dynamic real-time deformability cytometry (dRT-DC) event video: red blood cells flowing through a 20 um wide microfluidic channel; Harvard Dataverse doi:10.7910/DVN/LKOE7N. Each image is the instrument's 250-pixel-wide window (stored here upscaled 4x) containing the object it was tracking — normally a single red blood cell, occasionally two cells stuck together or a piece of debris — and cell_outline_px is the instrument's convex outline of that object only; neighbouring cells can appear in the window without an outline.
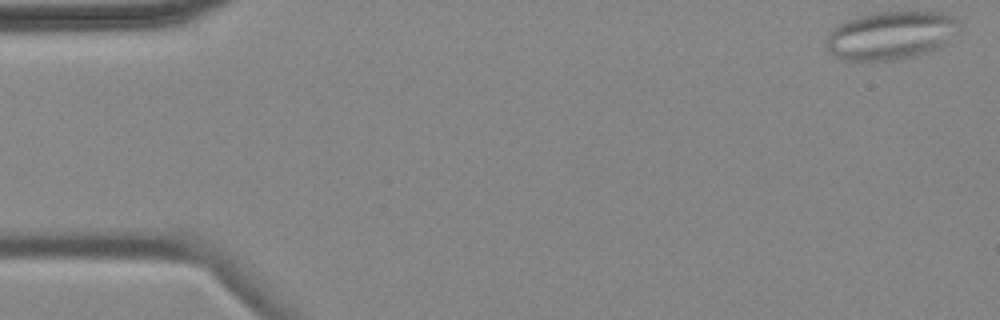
{"species": "common noctule bat (a hibernating species)", "species_latin": "Nyctalus noctula", "temperature_condition": "cold", "stored_images_in_passage": 5, "camera_frame_rate_fps": 3000, "um_per_image_px": 0.085, "animal": {"sex": "female", "body_mass_g": 18.4}, "frame": {"image": 1, "passage_image": 1, "time_ms": 0.0, "image_size_px": [1000, 320], "cell_outline_px": [[960, 28], [944, 44], [928, 52], [916, 56], [900, 60], [844, 60], [828, 52], [824, 44], [828, 32], [832, 28], [844, 20], [860, 16], [880, 12], [944, 12], [952, 16], [960, 24]], "centroid_in_image_um": [75.68, 3.01], "position_along_channel_um": 9.3, "area_um2": 37.57}}
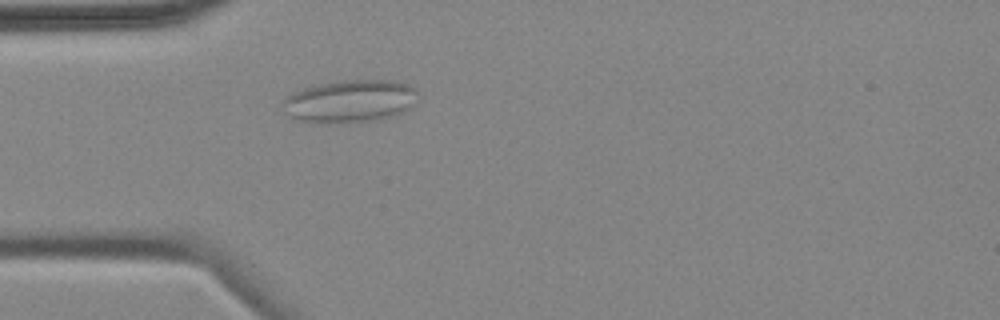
{"frame": {"image": 2, "passage_image": 5, "time_ms": 4.667, "image_size_px": [1000, 320], "cell_outline_px": [[416, 92], [412, 108], [404, 112], [380, 120], [328, 124], [324, 124], [296, 120], [288, 116], [280, 108], [280, 100], [292, 92], [304, 88], [320, 84], [344, 80], [396, 80], [408, 84], [416, 88]], "centroid_in_image_um": [29.69, 8.62], "position_along_channel_um": 55.3, "area_um2": 34.33}}